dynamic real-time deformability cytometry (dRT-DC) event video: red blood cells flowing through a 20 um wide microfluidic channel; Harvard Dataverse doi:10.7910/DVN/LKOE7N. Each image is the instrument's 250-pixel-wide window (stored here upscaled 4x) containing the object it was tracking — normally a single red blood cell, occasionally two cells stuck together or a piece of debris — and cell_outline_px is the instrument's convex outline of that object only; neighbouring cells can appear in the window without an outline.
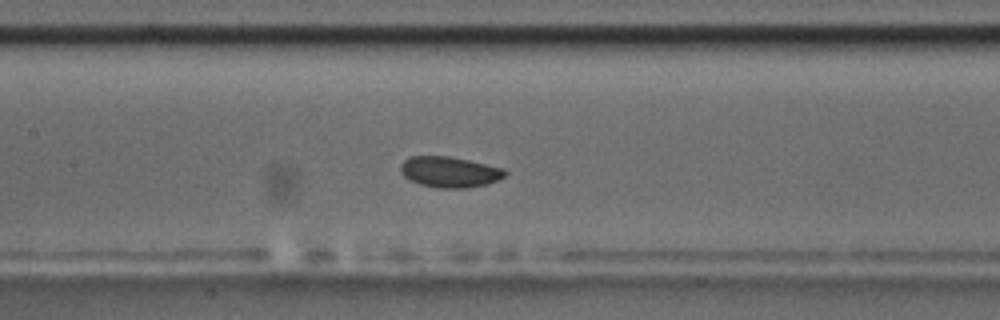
{"species": "common noctule bat (a hibernating species)", "species_latin": "Nyctalus noctula", "temperature_condition": "room temperature", "stored_images_in_passage": 56, "camera_frame_rate_fps": 3000, "um_per_image_px": 0.085, "animal": {"sex": "male", "body_mass_g": 17.5, "forearm_length_mm": 52.3}, "frame": {"image": 1, "passage_image": 25, "time_ms": 8.0, "image_size_px": [1000, 320], "cell_outline_px": [[508, 172], [500, 180], [488, 184], [468, 188], [440, 188], [420, 184], [404, 176], [400, 172], [400, 164], [408, 156], [448, 156], [468, 160], [504, 168]], "centroid_in_image_um": [38.23, 14.61], "position_along_channel_um": 169.2, "area_um2": 18.84}}
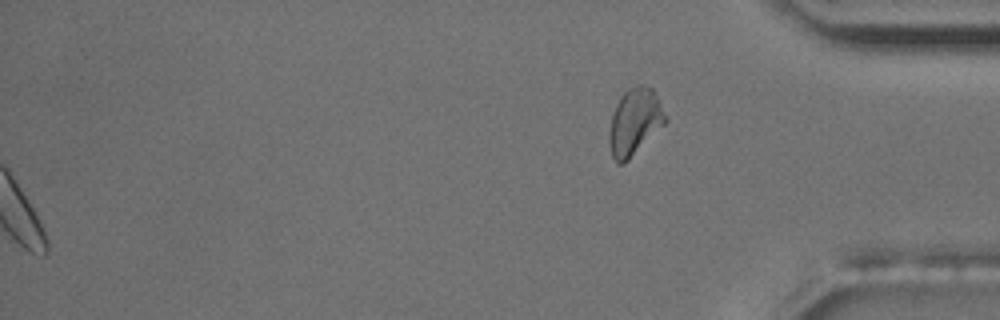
{"frame": {"image": 2, "passage_image": 56, "time_ms": 18.333, "image_size_px": [1000, 320], "cell_outline_px": [[668, 120], [624, 164], [616, 164], [612, 156], [608, 144], [608, 132], [612, 116], [616, 104], [620, 96], [628, 88], [636, 84], [644, 84], [652, 88], [660, 100]], "centroid_in_image_um": [53.93, 10.34], "position_along_channel_um": 381.3, "area_um2": 22.02}, "authors_computed_cell_mechanics": {"area_um2": 18.8717, "velocity_mm_per_s": 3.5564, "shape_relaxation_time_tau1_ms": null, "shape_relaxation_time_tau2_ms": 9.5828, "deformation_change_tau1": null, "deformation_change_tau2": 0.1245}}